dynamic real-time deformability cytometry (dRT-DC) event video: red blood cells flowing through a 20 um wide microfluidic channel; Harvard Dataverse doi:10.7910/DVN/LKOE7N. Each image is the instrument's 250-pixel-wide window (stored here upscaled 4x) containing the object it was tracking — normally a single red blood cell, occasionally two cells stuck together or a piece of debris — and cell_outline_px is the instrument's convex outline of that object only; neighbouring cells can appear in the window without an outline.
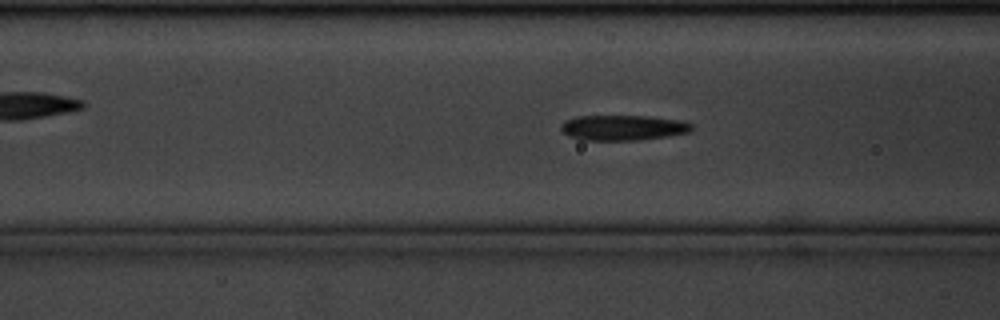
{"species": "common noctule bat (a hibernating species)", "species_latin": "Nyctalus noctula", "temperature_condition": "cold", "stored_images_in_passage": 40, "camera_frame_rate_fps": 3000, "um_per_image_px": 0.085, "animal": {"sex": "male", "body_mass_g": 20.1, "forearm_length_mm": 53.5}, "frame": {"image": 1, "passage_image": 4, "time_ms": 1.0, "image_size_px": [1000, 320], "cell_outline_px": [[692, 128], [688, 132], [668, 136], [640, 140], [580, 140], [568, 136], [560, 128], [560, 124], [564, 120], [576, 116], [648, 116], [680, 120], [692, 124]], "centroid_in_image_um": [52.9, 10.85], "position_along_channel_um": 113.7, "area_um2": 19.36}}
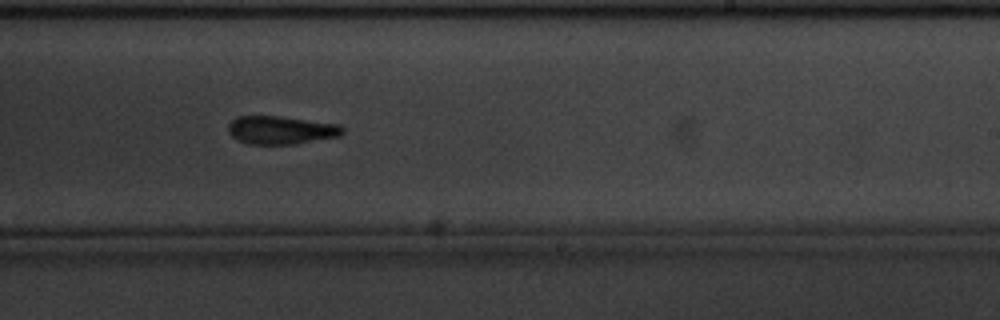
{"frame": {"image": 2, "passage_image": 17, "time_ms": 5.333, "image_size_px": [1000, 320], "cell_outline_px": [[344, 132], [340, 136], [292, 144], [248, 144], [232, 136], [228, 132], [228, 124], [232, 120], [240, 116], [280, 116], [340, 124], [344, 128]], "centroid_in_image_um": [23.9, 11.05], "position_along_channel_um": 265.1, "area_um2": 18.73}}
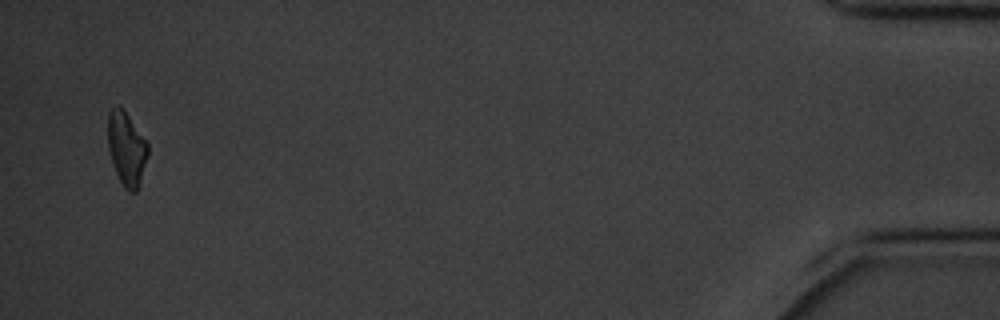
{"frame": {"image": 3, "passage_image": 38, "time_ms": 12.333, "image_size_px": [1000, 320], "cell_outline_px": [[148, 156], [140, 184], [136, 192], [128, 192], [124, 188], [112, 164], [108, 148], [108, 112], [116, 104], [124, 108], [148, 140]], "centroid_in_image_um": [10.78, 12.59], "position_along_channel_um": 424.4, "area_um2": 17.74}}